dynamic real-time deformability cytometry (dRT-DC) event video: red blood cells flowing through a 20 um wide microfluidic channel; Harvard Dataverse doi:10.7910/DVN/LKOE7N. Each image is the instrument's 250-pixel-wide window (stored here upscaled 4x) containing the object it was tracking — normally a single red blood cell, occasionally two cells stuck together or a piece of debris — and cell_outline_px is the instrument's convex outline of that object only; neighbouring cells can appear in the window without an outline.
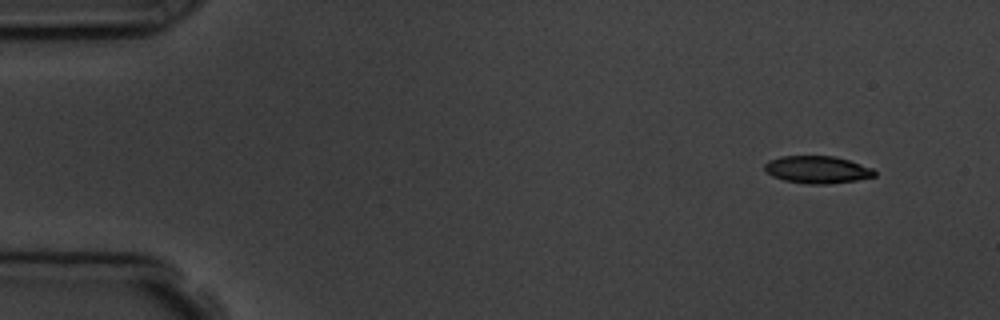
{"species": "common noctule bat (a hibernating species)", "species_latin": "Nyctalus noctula", "temperature_condition": "room temperature", "stored_images_in_passage": 4, "camera_frame_rate_fps": 3000, "um_per_image_px": 0.085, "animal": {"sex": "male", "body_mass_g": 19.5, "forearm_length_mm": 54.6}, "frame": {"image": 1, "passage_image": 1, "time_ms": 0.0, "image_size_px": [1000, 320], "cell_outline_px": [[876, 176], [856, 180], [828, 184], [808, 184], [784, 180], [772, 176], [764, 168], [764, 164], [768, 160], [780, 156], [836, 156], [872, 168], [876, 172]], "centroid_in_image_um": [69.46, 14.41], "position_along_channel_um": 15.5, "area_um2": 17.51}}
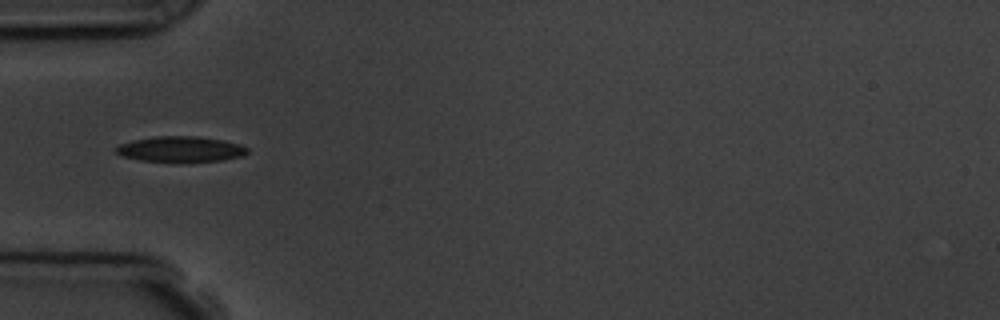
{"frame": {"image": 2, "passage_image": 4, "time_ms": 4.333, "image_size_px": [1000, 320], "cell_outline_px": [[248, 152], [244, 156], [224, 160], [140, 160], [120, 156], [112, 148], [120, 144], [132, 140], [156, 136], [196, 136], [220, 140], [240, 144], [248, 148]], "centroid_in_image_um": [15.32, 12.65], "position_along_channel_um": 69.7, "area_um2": 19.13}}